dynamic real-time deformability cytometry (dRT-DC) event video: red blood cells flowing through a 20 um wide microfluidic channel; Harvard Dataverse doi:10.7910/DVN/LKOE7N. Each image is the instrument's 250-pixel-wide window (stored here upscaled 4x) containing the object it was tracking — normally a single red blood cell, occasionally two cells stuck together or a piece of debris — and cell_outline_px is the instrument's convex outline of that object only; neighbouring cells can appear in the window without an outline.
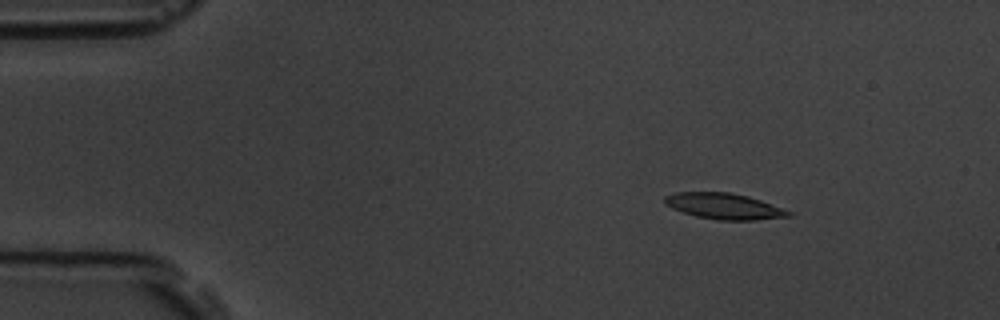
{"species": "common noctule bat (a hibernating species)", "species_latin": "Nyctalus noctula", "temperature_condition": "room temperature", "stored_images_in_passage": 6, "camera_frame_rate_fps": 3000, "um_per_image_px": 0.085, "animal": {"sex": "male", "body_mass_g": 19.5, "forearm_length_mm": 54.6}, "frame": {"image": 1, "passage_image": 1, "time_ms": 0.0, "image_size_px": [1000, 320], "cell_outline_px": [[792, 216], [752, 220], [720, 220], [696, 216], [672, 208], [664, 204], [664, 196], [676, 192], [732, 192], [748, 196], [760, 200], [792, 212]], "centroid_in_image_um": [61.52, 17.52], "position_along_channel_um": 23.5, "area_um2": 18.61}}
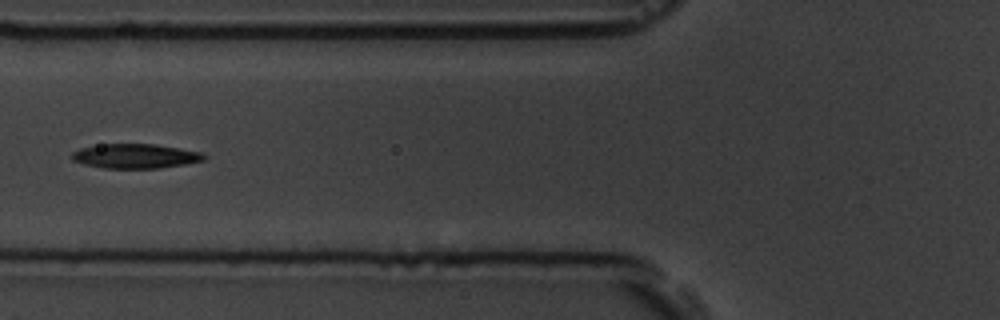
{"frame": {"image": 2, "passage_image": 5, "time_ms": 4.667, "image_size_px": [1000, 320], "cell_outline_px": [[208, 156], [204, 160], [184, 164], [160, 168], [104, 168], [84, 164], [72, 160], [72, 152], [80, 148], [100, 144], [156, 144], [204, 152]], "centroid_in_image_um": [11.54, 13.26], "position_along_channel_um": 114.3, "area_um2": 18.96}}
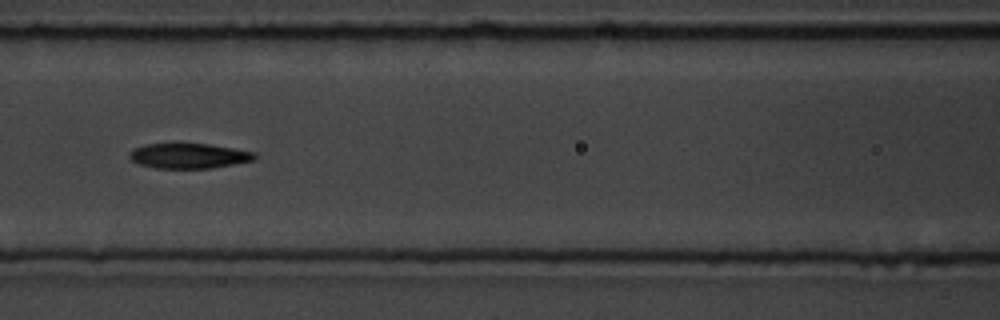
{"frame": {"image": 3, "passage_image": 6, "time_ms": 5.667, "image_size_px": [1000, 320], "cell_outline_px": [[256, 160], [212, 168], [156, 168], [140, 164], [132, 160], [128, 156], [128, 152], [136, 148], [148, 144], [208, 144], [256, 152]], "centroid_in_image_um": [16.08, 13.25], "position_along_channel_um": 150.5, "area_um2": 18.15}}